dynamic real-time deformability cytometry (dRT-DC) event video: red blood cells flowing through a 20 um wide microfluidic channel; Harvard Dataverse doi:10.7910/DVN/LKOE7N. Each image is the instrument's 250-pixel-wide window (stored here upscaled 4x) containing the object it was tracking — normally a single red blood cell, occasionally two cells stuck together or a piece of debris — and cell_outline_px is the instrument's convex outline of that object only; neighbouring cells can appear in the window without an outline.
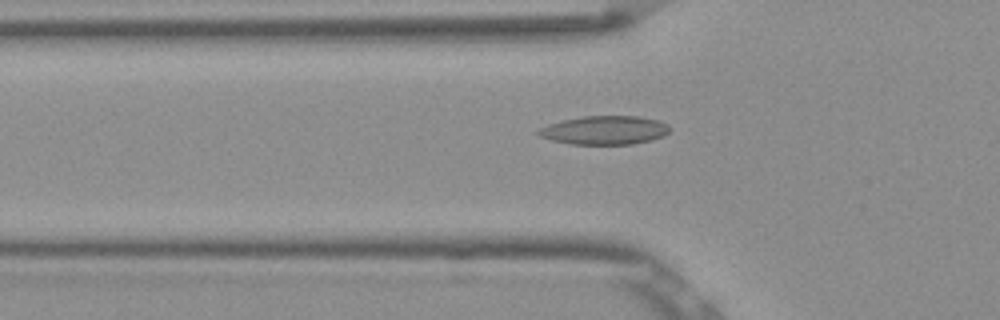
{"species": "Egyptian fruit bat (a non-hibernating species)", "species_latin": "Rousettus aegyptiacus", "temperature_condition": "room temperature", "stored_images_in_passage": 47, "camera_frame_rate_fps": 3000, "um_per_image_px": 0.085, "frame": {"image": 1, "passage_image": 18, "time_ms": 5.667, "image_size_px": [1000, 320], "cell_outline_px": [[668, 132], [664, 136], [652, 140], [632, 144], [568, 144], [552, 140], [540, 136], [536, 132], [540, 128], [548, 124], [560, 120], [580, 116], [636, 116], [656, 120], [668, 124]], "centroid_in_image_um": [51.35, 11.06], "position_along_channel_um": 74.4, "area_um2": 21.96}}
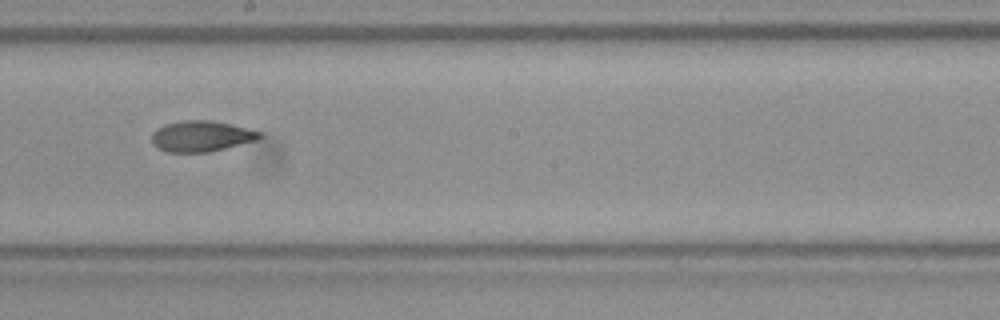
{"frame": {"image": 2, "passage_image": 30, "time_ms": 9.667, "image_size_px": [1000, 320], "cell_outline_px": [[260, 136], [256, 140], [208, 152], [168, 152], [152, 144], [152, 132], [164, 124], [184, 120], [212, 120], [232, 124], [260, 132]], "centroid_in_image_um": [17.07, 11.56], "position_along_channel_um": 231.1, "area_um2": 19.13}}
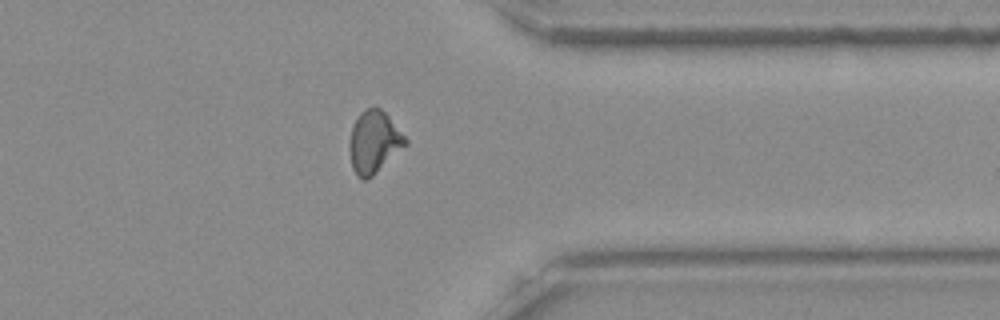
{"frame": {"image": 3, "passage_image": 42, "time_ms": 13.667, "image_size_px": [1000, 320], "cell_outline_px": [[408, 144], [372, 176], [364, 180], [356, 176], [352, 168], [348, 148], [348, 144], [352, 128], [360, 112], [364, 108], [380, 108], [388, 116], [408, 140]], "centroid_in_image_um": [31.77, 12.09], "position_along_channel_um": 379.6, "area_um2": 20.23}}